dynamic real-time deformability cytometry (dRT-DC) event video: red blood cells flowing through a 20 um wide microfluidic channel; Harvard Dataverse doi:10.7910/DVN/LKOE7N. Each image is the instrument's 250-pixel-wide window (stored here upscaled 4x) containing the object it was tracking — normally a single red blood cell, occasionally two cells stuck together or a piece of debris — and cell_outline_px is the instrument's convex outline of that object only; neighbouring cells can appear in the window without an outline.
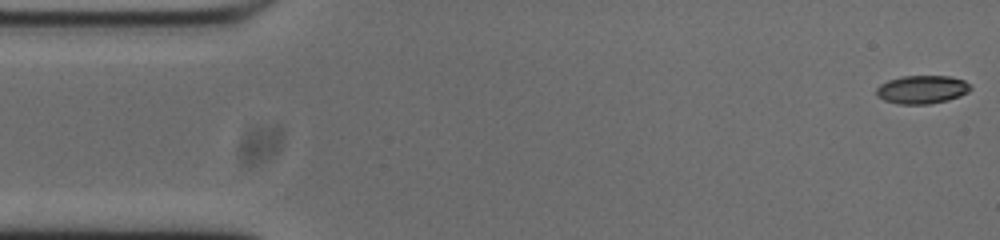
{"species": "common noctule bat (a hibernating species)", "species_latin": "Nyctalus noctula", "temperature_condition": "cold", "stored_images_in_passage": 26, "camera_frame_rate_fps": 3000, "um_per_image_px": 0.085, "animal": {"sex": "male", "body_mass_g": 20.0, "forearm_length_mm": 53.3}, "frame": {"image": 1, "passage_image": 1, "time_ms": 0.0, "image_size_px": [1000, 240], "cell_outline_px": [[972, 88], [968, 92], [960, 96], [948, 100], [928, 104], [900, 104], [884, 100], [876, 96], [876, 88], [880, 84], [888, 80], [904, 76], [948, 76], [964, 80]], "centroid_in_image_um": [78.36, 7.61], "position_along_channel_um": 6.6, "area_um2": 15.49}}
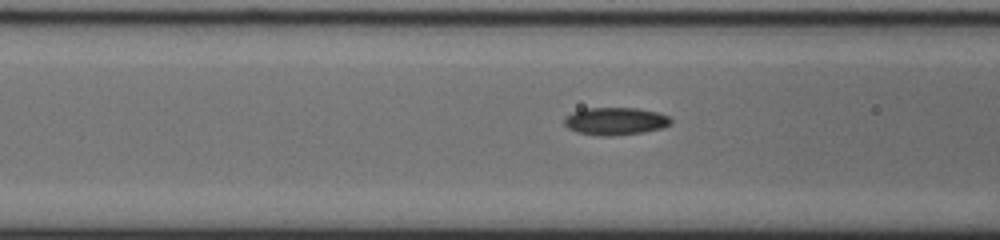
{"frame": {"image": 2, "passage_image": 19, "time_ms": 6.0, "image_size_px": [1000, 240], "cell_outline_px": [[672, 124], [664, 128], [644, 132], [608, 136], [600, 136], [576, 132], [568, 128], [564, 124], [564, 116], [572, 112], [584, 108], [636, 108], [656, 112], [668, 116], [672, 120]], "centroid_in_image_um": [52.29, 10.3], "position_along_channel_um": 114.3, "area_um2": 17.28}}
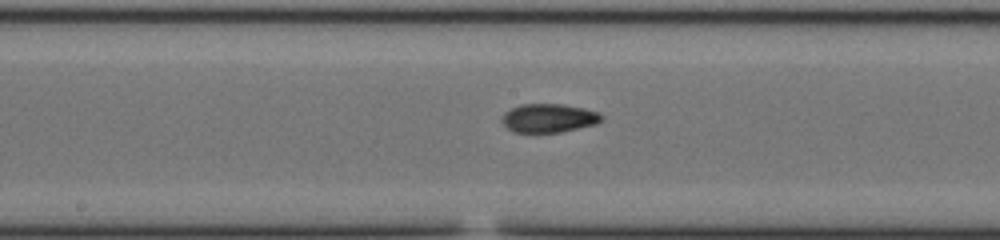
{"frame": {"image": 3, "passage_image": 26, "time_ms": 8.333, "image_size_px": [1000, 240], "cell_outline_px": [[604, 120], [596, 124], [560, 132], [516, 132], [508, 128], [500, 120], [504, 112], [520, 104], [564, 104], [584, 108], [600, 112], [604, 116]], "centroid_in_image_um": [46.68, 10.02], "position_along_channel_um": 201.5, "area_um2": 16.76}}